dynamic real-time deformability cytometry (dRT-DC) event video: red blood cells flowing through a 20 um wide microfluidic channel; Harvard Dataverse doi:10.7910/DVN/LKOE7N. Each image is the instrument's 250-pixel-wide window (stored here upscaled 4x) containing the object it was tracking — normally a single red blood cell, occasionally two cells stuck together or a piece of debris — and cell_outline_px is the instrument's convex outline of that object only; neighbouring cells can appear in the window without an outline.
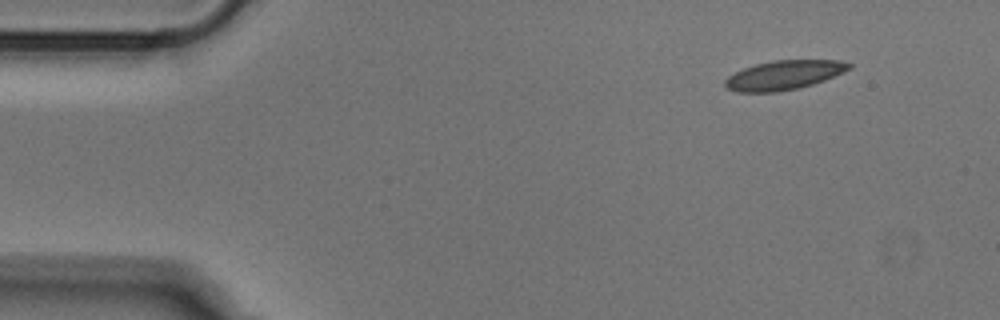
{"species": "Egyptian fruit bat (a non-hibernating species)", "species_latin": "Rousettus aegyptiacus", "temperature_condition": "cold", "stored_images_in_passage": 9, "camera_frame_rate_fps": 3000, "um_per_image_px": 0.085, "animal": {"sex": "male"}, "frame": {"image": 1, "passage_image": 1, "time_ms": 0.0, "image_size_px": [1000, 320], "cell_outline_px": [[852, 68], [844, 72], [824, 80], [800, 88], [776, 92], [736, 92], [728, 88], [724, 84], [724, 80], [728, 76], [744, 68], [756, 64], [772, 60], [840, 60], [852, 64]], "centroid_in_image_um": [66.65, 6.38], "position_along_channel_um": 18.4, "area_um2": 21.15}}